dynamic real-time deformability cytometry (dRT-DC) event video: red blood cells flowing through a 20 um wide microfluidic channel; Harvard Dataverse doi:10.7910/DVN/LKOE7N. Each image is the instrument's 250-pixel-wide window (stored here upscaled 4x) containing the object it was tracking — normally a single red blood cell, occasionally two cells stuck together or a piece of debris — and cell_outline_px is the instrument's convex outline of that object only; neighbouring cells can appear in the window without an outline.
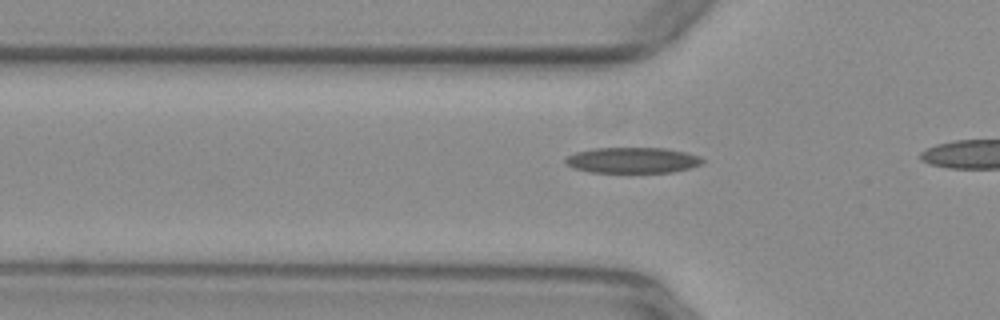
{"species": "common noctule bat (a hibernating species)", "species_latin": "Nyctalus noctula", "temperature_condition": "warm", "stored_images_in_passage": 11, "camera_frame_rate_fps": 3000, "um_per_image_px": 0.085, "animal": {"sex": "female", "body_mass_g": 29.2, "forearm_length_mm": 56.3}, "frame": {"image": 1, "passage_image": 8, "time_ms": 2.333, "image_size_px": [1000, 320], "cell_outline_px": [[704, 160], [700, 164], [692, 168], [672, 172], [588, 172], [572, 168], [564, 160], [568, 156], [576, 152], [592, 148], [668, 148], [700, 156]], "centroid_in_image_um": [53.77, 13.62], "position_along_channel_um": 72.0, "area_um2": 20.58}}